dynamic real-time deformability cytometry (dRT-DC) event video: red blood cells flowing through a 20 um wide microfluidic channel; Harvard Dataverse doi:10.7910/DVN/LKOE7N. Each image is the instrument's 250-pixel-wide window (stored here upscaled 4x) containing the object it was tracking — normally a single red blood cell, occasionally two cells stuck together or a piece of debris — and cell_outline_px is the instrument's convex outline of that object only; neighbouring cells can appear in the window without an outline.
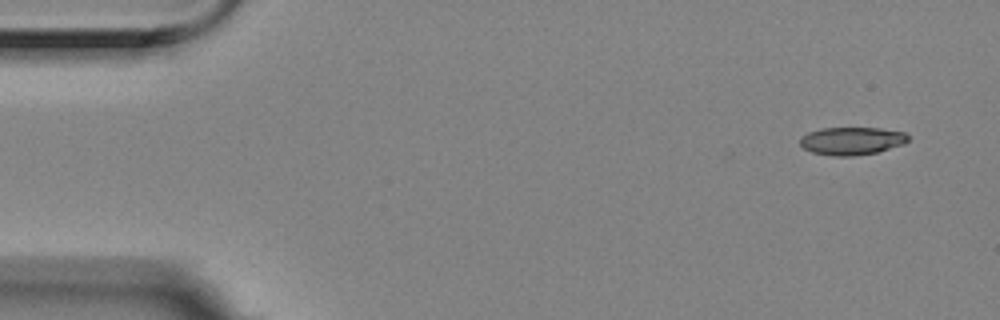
{"species": "Egyptian fruit bat (a non-hibernating species)", "species_latin": "Rousettus aegyptiacus", "temperature_condition": "room temperature", "stored_images_in_passage": 4, "camera_frame_rate_fps": 3000, "um_per_image_px": 0.085, "animal": {"sex": "female"}, "frame": {"image": 1, "passage_image": 1, "time_ms": 0.0, "image_size_px": [1000, 320], "cell_outline_px": [[908, 140], [904, 144], [876, 152], [852, 156], [832, 156], [812, 152], [804, 148], [800, 144], [800, 136], [808, 132], [820, 128], [880, 128], [904, 132], [908, 136]], "centroid_in_image_um": [72.37, 11.97], "position_along_channel_um": 12.6, "area_um2": 17.51}}